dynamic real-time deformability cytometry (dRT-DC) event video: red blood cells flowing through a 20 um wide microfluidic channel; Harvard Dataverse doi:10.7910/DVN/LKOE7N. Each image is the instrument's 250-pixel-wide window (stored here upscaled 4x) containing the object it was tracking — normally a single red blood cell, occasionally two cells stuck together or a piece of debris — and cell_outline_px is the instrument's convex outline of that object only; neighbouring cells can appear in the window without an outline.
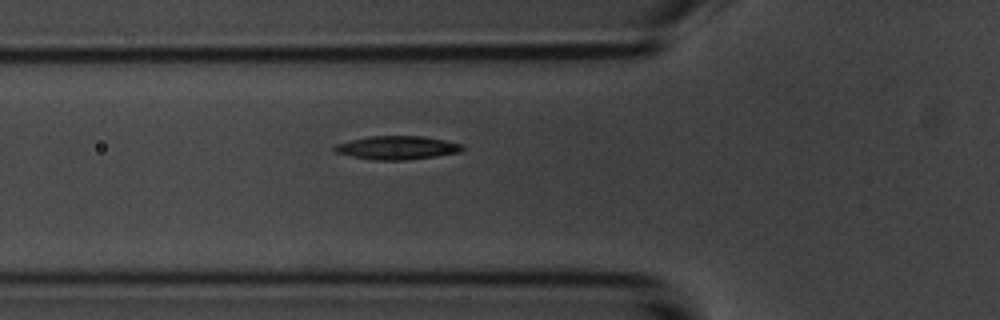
{"species": "common noctule bat (a hibernating species)", "species_latin": "Nyctalus noctula", "temperature_condition": "room temperature", "stored_images_in_passage": 5, "segment_of_instrument_passage": [2, 2], "camera_frame_rate_fps": 3000, "um_per_image_px": 0.085, "animal": {"sex": "male", "body_mass_g": 20.1, "forearm_length_mm": 53.5}, "frame": {"image": 1, "passage_image": 5, "time_ms": 5.333, "image_size_px": [1000, 320], "cell_outline_px": [[464, 148], [460, 152], [436, 156], [404, 160], [372, 160], [352, 156], [336, 152], [332, 148], [336, 144], [352, 140], [372, 136], [424, 136], [464, 144]], "centroid_in_image_um": [33.78, 12.55], "position_along_channel_um": 92.0, "area_um2": 17.4}}